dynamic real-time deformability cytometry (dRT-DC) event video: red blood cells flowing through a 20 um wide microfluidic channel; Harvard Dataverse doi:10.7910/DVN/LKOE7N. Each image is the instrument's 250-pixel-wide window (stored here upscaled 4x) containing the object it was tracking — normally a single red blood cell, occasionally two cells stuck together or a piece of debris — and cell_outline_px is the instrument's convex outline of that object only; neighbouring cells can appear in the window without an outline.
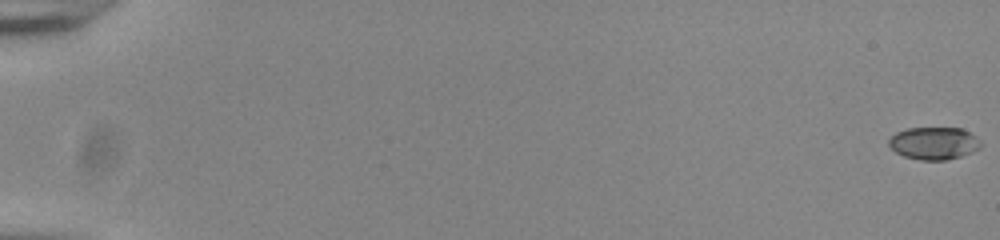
{"species": "common noctule bat (a hibernating species)", "species_latin": "Nyctalus noctula", "temperature_condition": "room temperature", "stored_images_in_passage": 47, "camera_frame_rate_fps": 3000, "um_per_image_px": 0.085, "animal": {"sex": "male", "body_mass_g": 20.0, "forearm_length_mm": 53.3}, "frame": {"image": 1, "passage_image": 1, "time_ms": 0.0, "image_size_px": [1000, 240], "cell_outline_px": [[980, 148], [972, 152], [960, 156], [944, 160], [920, 160], [904, 156], [896, 152], [888, 144], [888, 140], [896, 132], [908, 128], [960, 128], [976, 136], [980, 140]], "centroid_in_image_um": [79.37, 12.17], "position_along_channel_um": 5.6, "area_um2": 17.28}}